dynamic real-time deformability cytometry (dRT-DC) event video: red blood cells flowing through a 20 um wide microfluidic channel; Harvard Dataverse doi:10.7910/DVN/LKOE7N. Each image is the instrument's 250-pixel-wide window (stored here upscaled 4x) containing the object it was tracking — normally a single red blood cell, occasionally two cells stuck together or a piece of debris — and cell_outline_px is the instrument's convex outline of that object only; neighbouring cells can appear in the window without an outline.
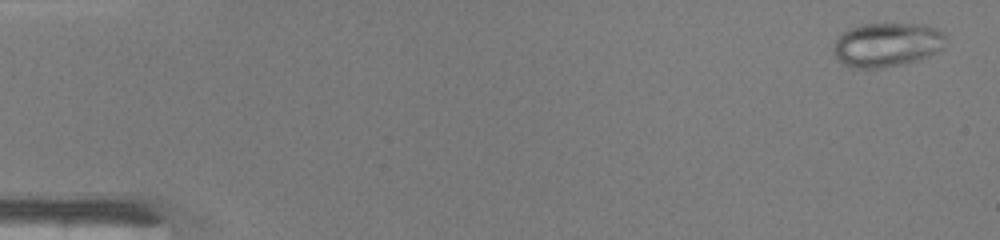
{"species": "common noctule bat (a hibernating species)", "species_latin": "Nyctalus noctula", "temperature_condition": "warm", "stored_images_in_passage": 47, "camera_frame_rate_fps": 3000, "um_per_image_px": 0.085, "animal": {"sex": "male", "body_mass_g": 19.0, "forearm_length_mm": 50.8}, "frame": {"image": 1, "passage_image": 2, "time_ms": 0.333, "image_size_px": [1000, 240], "cell_outline_px": [[944, 40], [940, 48], [936, 52], [928, 56], [916, 60], [876, 68], [856, 68], [844, 64], [836, 56], [836, 40], [848, 28], [864, 24], [916, 24], [936, 28], [944, 32]], "centroid_in_image_um": [75.39, 3.78], "position_along_channel_um": 9.6, "area_um2": 27.92}}
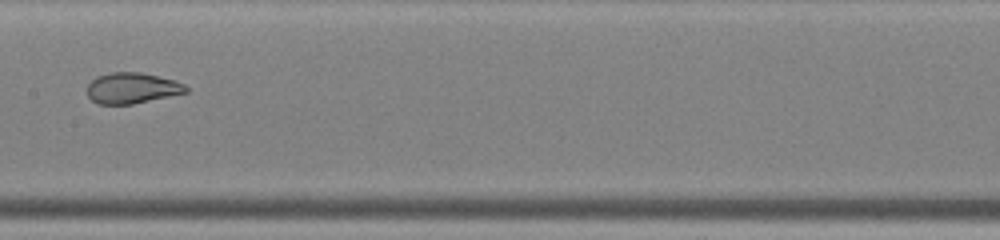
{"frame": {"image": 2, "passage_image": 25, "time_ms": 8.0, "image_size_px": [1000, 240], "cell_outline_px": [[188, 92], [132, 104], [96, 104], [88, 96], [88, 84], [96, 76], [112, 72], [140, 72], [176, 80], [184, 84], [188, 88]], "centroid_in_image_um": [11.22, 7.48], "position_along_channel_um": 196.2, "area_um2": 17.74}}
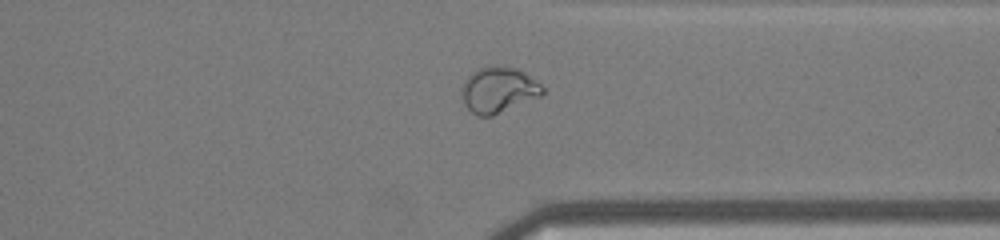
{"frame": {"image": 3, "passage_image": 37, "time_ms": 12.0, "image_size_px": [1000, 240], "cell_outline_px": [[544, 92], [540, 96], [492, 116], [476, 116], [464, 104], [460, 96], [460, 88], [464, 80], [472, 72], [480, 68], [516, 68], [524, 72], [540, 84], [544, 88]], "centroid_in_image_um": [42.32, 7.68], "position_along_channel_um": 369.1, "area_um2": 21.21}}